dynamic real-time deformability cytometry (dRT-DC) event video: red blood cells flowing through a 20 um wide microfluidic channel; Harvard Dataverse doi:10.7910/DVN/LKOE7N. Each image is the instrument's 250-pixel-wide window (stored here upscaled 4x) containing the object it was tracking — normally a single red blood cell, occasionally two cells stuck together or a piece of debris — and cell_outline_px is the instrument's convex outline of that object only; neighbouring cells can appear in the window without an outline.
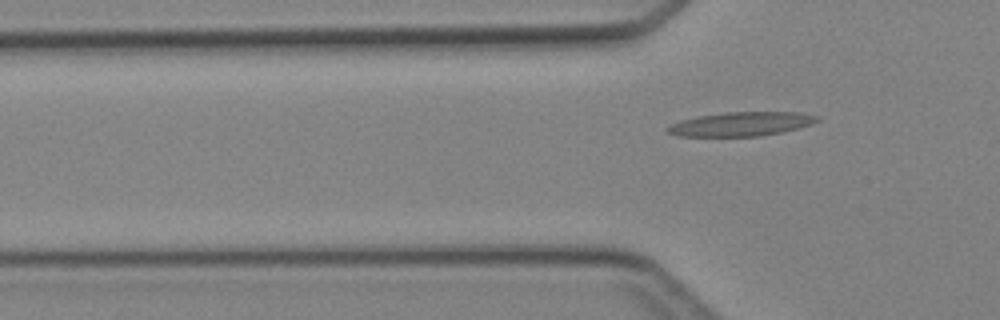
{"species": "Egyptian fruit bat (a non-hibernating species)", "species_latin": "Rousettus aegyptiacus", "temperature_condition": "cold", "stored_images_in_passage": 6, "camera_frame_rate_fps": 3000, "um_per_image_px": 0.085, "animal": {"sex": "female"}, "frame": {"image": 1, "passage_image": 6, "time_ms": 6.667, "image_size_px": [1000, 320], "cell_outline_px": [[820, 120], [812, 124], [780, 132], [756, 136], [680, 136], [668, 132], [664, 128], [680, 120], [700, 116], [724, 112], [800, 112], [820, 116]], "centroid_in_image_um": [63.01, 10.53], "position_along_channel_um": 62.8, "area_um2": 20.81}}